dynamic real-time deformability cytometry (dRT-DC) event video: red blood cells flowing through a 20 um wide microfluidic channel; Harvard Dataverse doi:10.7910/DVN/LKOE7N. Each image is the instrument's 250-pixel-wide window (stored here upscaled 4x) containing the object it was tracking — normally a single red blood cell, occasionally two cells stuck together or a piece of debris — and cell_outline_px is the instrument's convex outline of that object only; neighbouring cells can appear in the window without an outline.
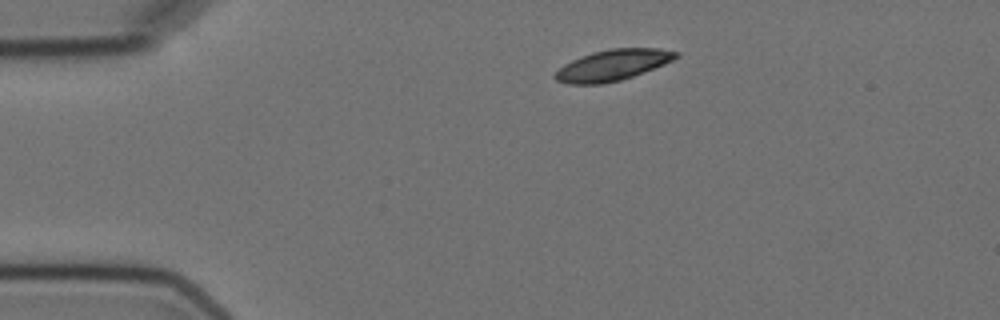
{"species": "Egyptian fruit bat (a non-hibernating species)", "species_latin": "Rousettus aegyptiacus", "temperature_condition": "cold", "stored_images_in_passage": 4, "camera_frame_rate_fps": 3000, "um_per_image_px": 0.085, "animal": {"sex": "female"}, "frame": {"image": 1, "passage_image": 1, "time_ms": 0.0, "image_size_px": [1000, 320], "cell_outline_px": [[680, 56], [664, 64], [632, 76], [620, 80], [604, 84], [568, 84], [556, 80], [552, 76], [564, 64], [572, 60], [592, 52], [612, 48], [660, 48], [680, 52]], "centroid_in_image_um": [52.08, 5.53], "position_along_channel_um": 32.9, "area_um2": 21.73}}
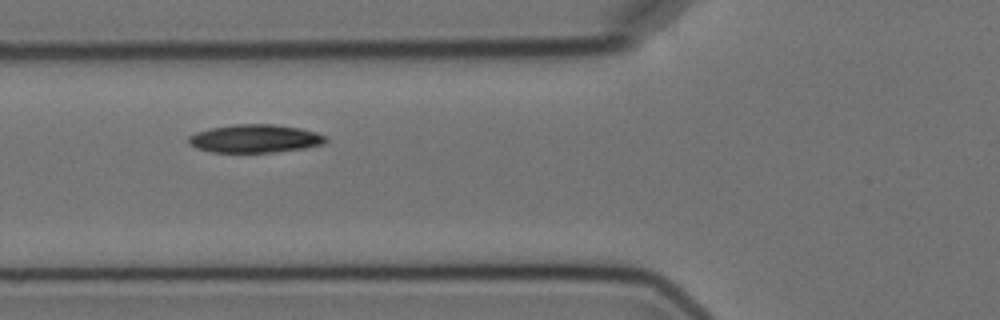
{"frame": {"image": 2, "passage_image": 4, "time_ms": 3.333, "image_size_px": [1000, 320], "cell_outline_px": [[328, 140], [324, 144], [304, 148], [276, 152], [212, 152], [196, 148], [188, 144], [188, 136], [196, 132], [212, 128], [232, 124], [272, 124], [300, 128], [316, 132], [328, 136]], "centroid_in_image_um": [21.69, 11.78], "position_along_channel_um": 104.1, "area_um2": 22.66}}